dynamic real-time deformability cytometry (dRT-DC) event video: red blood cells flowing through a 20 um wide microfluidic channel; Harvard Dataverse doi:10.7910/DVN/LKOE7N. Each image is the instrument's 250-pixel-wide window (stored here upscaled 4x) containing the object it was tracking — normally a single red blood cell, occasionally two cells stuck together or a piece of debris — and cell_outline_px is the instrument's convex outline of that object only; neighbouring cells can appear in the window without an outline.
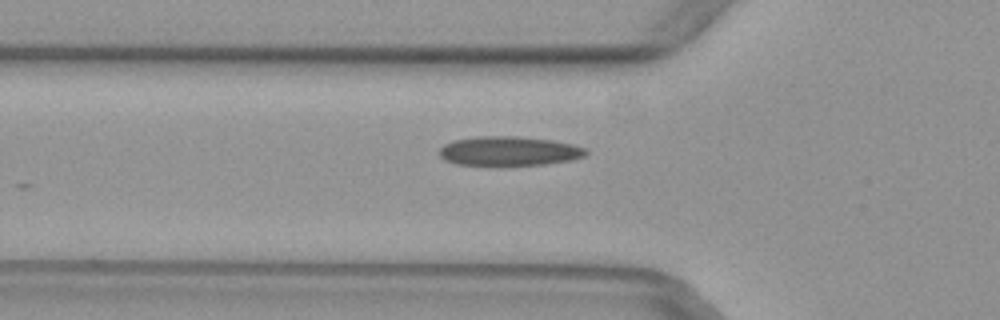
{"species": "common noctule bat (a hibernating species)", "species_latin": "Nyctalus noctula", "temperature_condition": "warm", "stored_images_in_passage": 11, "camera_frame_rate_fps": 3000, "um_per_image_px": 0.085, "animal": {"sex": "female", "body_mass_g": 29.2, "forearm_length_mm": 56.3}, "frame": {"image": 1, "passage_image": 4, "time_ms": 1.0, "image_size_px": [1000, 320], "cell_outline_px": [[588, 152], [584, 156], [572, 160], [544, 164], [456, 164], [444, 160], [440, 156], [440, 148], [444, 144], [452, 140], [476, 136], [516, 136], [552, 140], [572, 144], [584, 148]], "centroid_in_image_um": [43.25, 12.82], "position_along_channel_um": 82.6, "area_um2": 24.74}}